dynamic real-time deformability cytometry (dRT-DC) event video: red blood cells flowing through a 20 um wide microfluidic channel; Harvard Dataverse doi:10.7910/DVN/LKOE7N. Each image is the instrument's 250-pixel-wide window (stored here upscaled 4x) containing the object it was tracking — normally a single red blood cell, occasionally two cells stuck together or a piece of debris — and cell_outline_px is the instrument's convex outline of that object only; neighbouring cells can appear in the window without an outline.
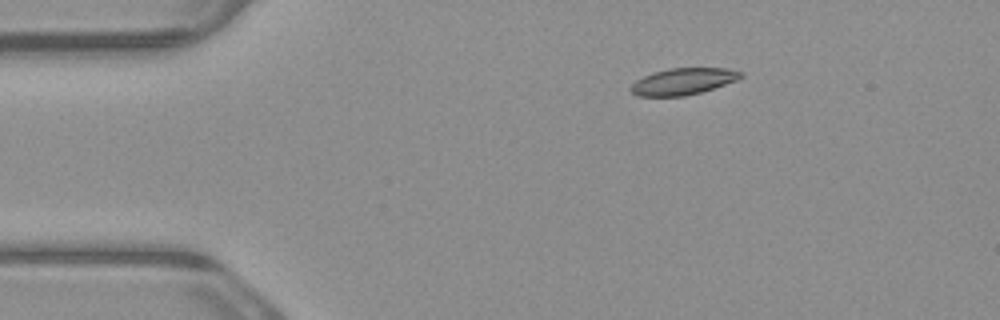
{"species": "common noctule bat (a hibernating species)", "species_latin": "Nyctalus noctula", "temperature_condition": "warm", "stored_images_in_passage": 7, "camera_frame_rate_fps": 3000, "um_per_image_px": 0.085, "animal": {"sex": "male", "body_mass_g": 23.1, "forearm_length_mm": 52.7}, "frame": {"image": 1, "passage_image": 2, "time_ms": 0.333, "image_size_px": [1000, 320], "cell_outline_px": [[744, 76], [740, 80], [700, 92], [684, 96], [636, 96], [628, 88], [636, 80], [652, 72], [668, 68], [728, 68], [744, 72]], "centroid_in_image_um": [58.1, 6.91], "position_along_channel_um": 26.9, "area_um2": 17.28}}
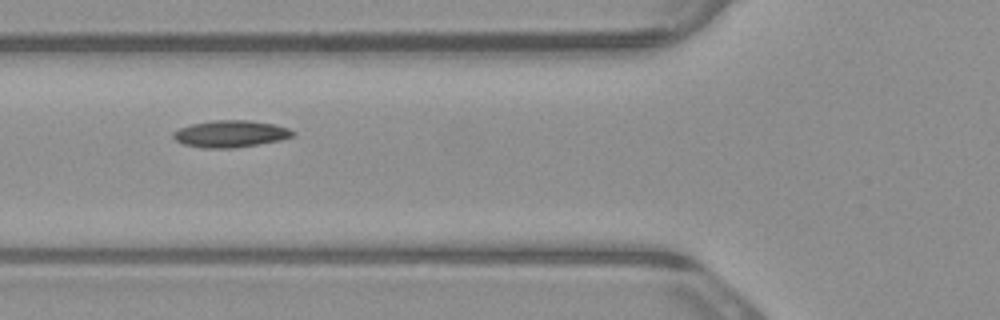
{"frame": {"image": 2, "passage_image": 5, "time_ms": 1.333, "image_size_px": [1000, 320], "cell_outline_px": [[296, 136], [280, 140], [260, 144], [236, 148], [204, 148], [184, 144], [176, 140], [172, 136], [172, 132], [180, 128], [192, 124], [212, 120], [248, 120], [276, 124], [288, 128], [296, 132]], "centroid_in_image_um": [19.64, 11.37], "position_along_channel_um": 106.2, "area_um2": 18.9}}
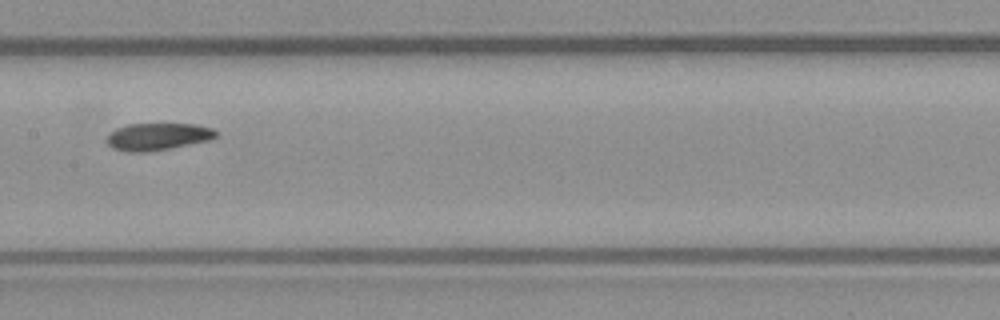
{"frame": {"image": 3, "passage_image": 7, "time_ms": 2.0, "image_size_px": [1000, 320], "cell_outline_px": [[216, 136], [212, 140], [148, 152], [128, 152], [112, 148], [108, 144], [108, 136], [116, 128], [128, 124], [196, 124], [212, 128], [216, 132]], "centroid_in_image_um": [13.43, 11.61], "position_along_channel_um": 194.0, "area_um2": 17.22}}